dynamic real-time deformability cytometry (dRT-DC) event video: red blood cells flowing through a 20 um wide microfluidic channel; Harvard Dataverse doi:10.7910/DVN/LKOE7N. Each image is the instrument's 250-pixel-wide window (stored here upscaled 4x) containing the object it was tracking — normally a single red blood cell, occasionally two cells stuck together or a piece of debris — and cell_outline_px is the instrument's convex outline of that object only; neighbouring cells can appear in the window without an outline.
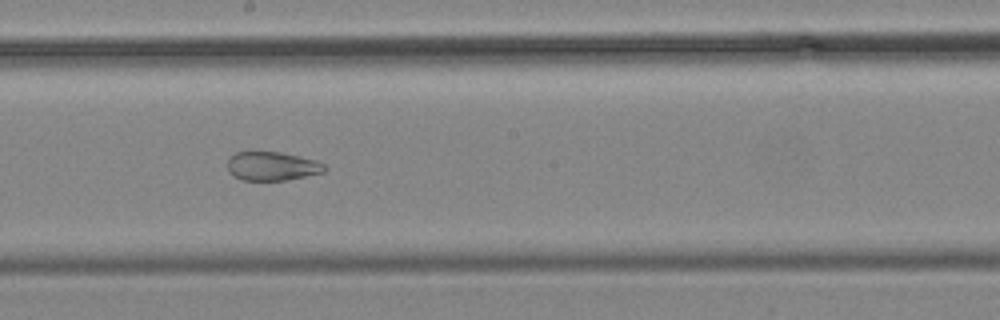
{"species": "common noctule bat (a hibernating species)", "species_latin": "Nyctalus noctula", "temperature_condition": "cold", "stored_images_in_passage": 15, "camera_frame_rate_fps": 3000, "um_per_image_px": 0.085, "animal": {"sex": "male", "body_mass_g": 19.2, "forearm_length_mm": 51.8}, "frame": {"image": 1, "passage_image": 13, "time_ms": 15.667, "image_size_px": [1000, 320], "cell_outline_px": [[328, 168], [324, 172], [284, 180], [240, 180], [232, 176], [228, 172], [228, 156], [236, 152], [280, 152], [300, 156], [316, 160], [324, 164]], "centroid_in_image_um": [23.1, 14.12], "position_along_channel_um": 225.1, "area_um2": 16.42}}